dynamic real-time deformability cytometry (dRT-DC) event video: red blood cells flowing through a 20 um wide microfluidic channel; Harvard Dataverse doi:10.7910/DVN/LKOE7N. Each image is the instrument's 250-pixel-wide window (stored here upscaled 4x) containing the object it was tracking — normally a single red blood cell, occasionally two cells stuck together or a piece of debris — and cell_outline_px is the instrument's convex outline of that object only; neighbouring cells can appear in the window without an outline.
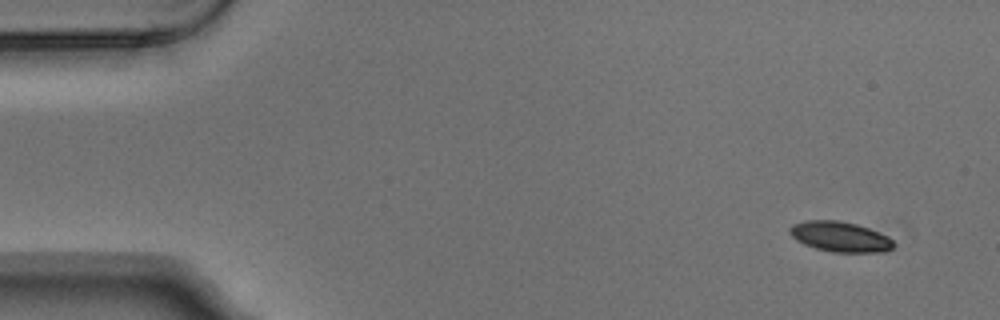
{"species": "Egyptian fruit bat (a non-hibernating species)", "species_latin": "Rousettus aegyptiacus", "temperature_condition": "warm", "stored_images_in_passage": 5, "segment_of_instrument_passage": [1, 2], "camera_frame_rate_fps": 3000, "um_per_image_px": 0.085, "animal": {"sex": "male"}, "frame": {"image": 1, "passage_image": 1, "time_ms": 0.0, "image_size_px": [1000, 320], "cell_outline_px": [[896, 244], [892, 248], [884, 252], [832, 252], [816, 248], [804, 244], [796, 240], [788, 232], [788, 228], [792, 224], [804, 220], [836, 220], [856, 224], [868, 228], [888, 236]], "centroid_in_image_um": [71.38, 20.11], "position_along_channel_um": 13.6, "area_um2": 18.38}}
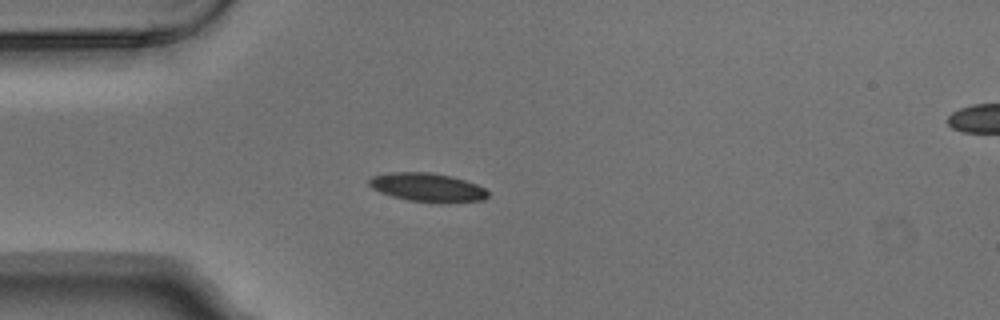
{"frame": {"image": 2, "passage_image": 4, "time_ms": 1.0, "image_size_px": [1000, 320], "cell_outline_px": [[488, 196], [484, 200], [444, 204], [440, 204], [408, 200], [392, 196], [380, 192], [372, 188], [368, 184], [368, 180], [372, 176], [392, 172], [428, 172], [452, 176], [476, 184], [484, 188], [488, 192]], "centroid_in_image_um": [36.35, 15.95], "position_along_channel_um": 48.7, "area_um2": 20.11}}